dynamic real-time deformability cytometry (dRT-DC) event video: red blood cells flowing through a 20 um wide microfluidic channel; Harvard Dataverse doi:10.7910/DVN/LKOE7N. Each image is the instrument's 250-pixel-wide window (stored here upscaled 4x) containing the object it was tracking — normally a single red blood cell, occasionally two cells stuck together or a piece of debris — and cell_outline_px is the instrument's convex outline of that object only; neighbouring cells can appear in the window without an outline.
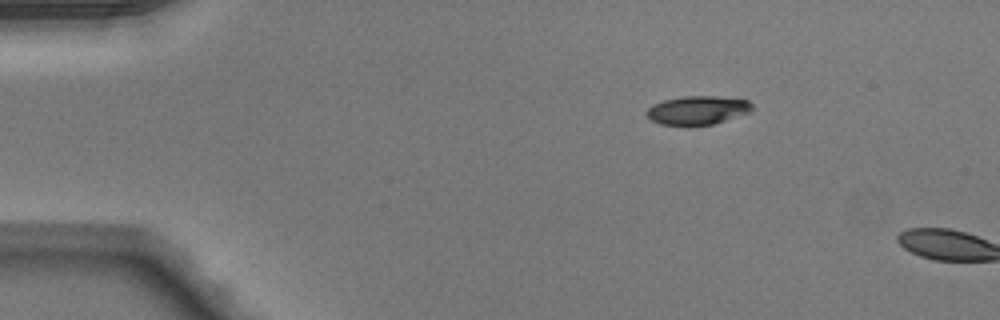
{"species": "Egyptian fruit bat (a non-hibernating species)", "species_latin": "Rousettus aegyptiacus", "temperature_condition": "warm", "stored_images_in_passage": 3, "camera_frame_rate_fps": 3000, "um_per_image_px": 0.085, "animal": {"sex": "male"}, "frame": {"image": 1, "passage_image": 1, "time_ms": 0.0, "image_size_px": [1000, 320], "cell_outline_px": [[752, 112], [712, 124], [660, 124], [652, 120], [644, 112], [652, 104], [664, 100], [684, 96], [716, 96], [748, 100], [752, 104]], "centroid_in_image_um": [59.3, 9.35], "position_along_channel_um": 25.7, "area_um2": 17.4}}